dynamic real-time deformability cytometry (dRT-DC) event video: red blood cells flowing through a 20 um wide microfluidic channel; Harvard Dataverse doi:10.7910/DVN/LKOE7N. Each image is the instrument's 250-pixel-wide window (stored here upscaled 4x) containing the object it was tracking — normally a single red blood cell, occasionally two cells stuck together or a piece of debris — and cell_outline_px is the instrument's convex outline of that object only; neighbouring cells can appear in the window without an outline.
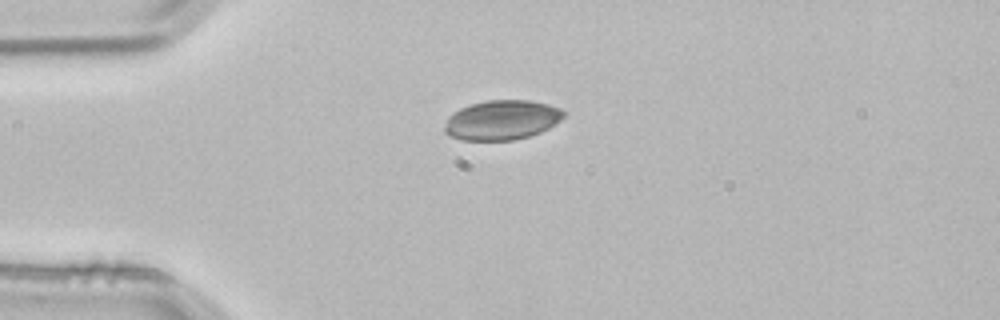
{"species": "common noctule bat (a hibernating species)", "species_latin": "Nyctalus noctula", "temperature_condition": "room temperature", "stored_images_in_passage": 1, "camera_frame_rate_fps": 3000, "um_per_image_px": 0.085, "animal": {"sex": "male", "body_mass_g": 21.5, "forearm_length_mm": 52.0}, "frame": {"image": 1, "passage_image": 1, "time_ms": 0.0, "image_size_px": [1000, 320], "cell_outline_px": [[568, 112], [560, 120], [548, 128], [540, 132], [528, 136], [512, 140], [460, 140], [448, 136], [444, 132], [444, 124], [448, 116], [452, 112], [460, 108], [472, 104], [488, 100], [528, 100], [548, 104], [560, 108]], "centroid_in_image_um": [42.63, 10.2], "position_along_channel_um": 42.4, "area_um2": 27.69}}